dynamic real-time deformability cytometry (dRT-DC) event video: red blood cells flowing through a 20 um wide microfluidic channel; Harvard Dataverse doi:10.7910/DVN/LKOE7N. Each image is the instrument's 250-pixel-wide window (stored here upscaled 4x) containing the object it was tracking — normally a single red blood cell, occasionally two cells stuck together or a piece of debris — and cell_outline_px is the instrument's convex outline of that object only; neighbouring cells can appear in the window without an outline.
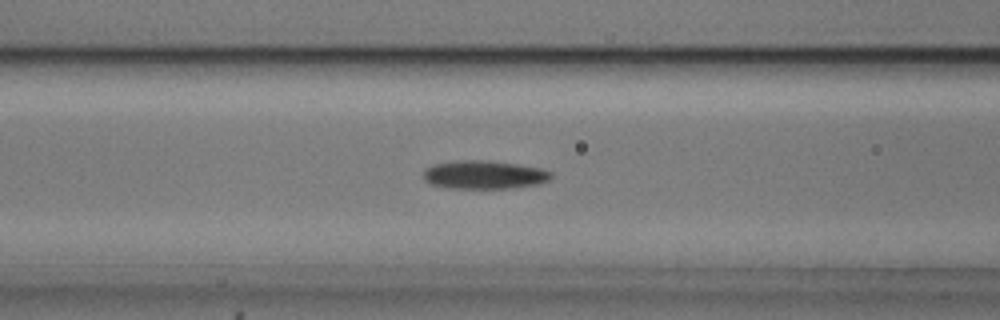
{"species": "common noctule bat (a hibernating species)", "species_latin": "Nyctalus noctula", "temperature_condition": "cold", "stored_images_in_passage": 45, "camera_frame_rate_fps": 3000, "um_per_image_px": 0.085, "animal": {"sex": "male", "body_mass_g": 20.5, "forearm_length_mm": 52.5}, "frame": {"image": 1, "passage_image": 22, "time_ms": 7.0, "image_size_px": [1000, 320], "cell_outline_px": [[552, 176], [548, 180], [540, 184], [512, 188], [448, 188], [432, 184], [424, 180], [424, 168], [432, 164], [456, 160], [488, 160], [516, 164], [540, 168], [552, 172]], "centroid_in_image_um": [41.14, 14.85], "position_along_channel_um": 125.5, "area_um2": 21.27}}
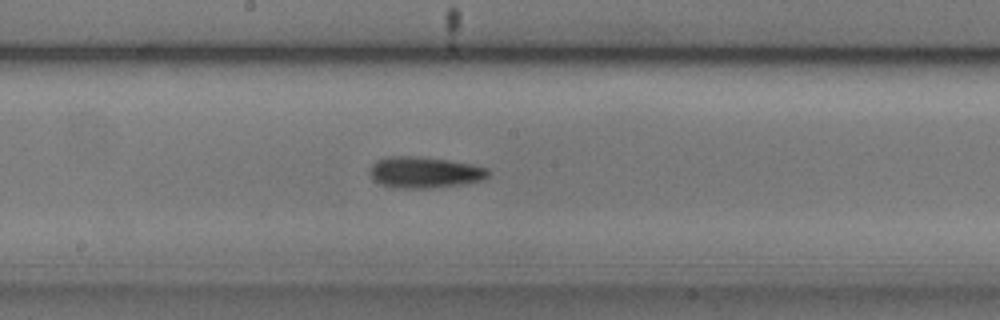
{"frame": {"image": 2, "passage_image": 29, "time_ms": 9.333, "image_size_px": [1000, 320], "cell_outline_px": [[488, 176], [484, 180], [460, 184], [428, 188], [392, 188], [380, 184], [372, 180], [368, 172], [372, 164], [376, 160], [388, 156], [420, 156], [448, 160], [472, 164], [488, 168]], "centroid_in_image_um": [36.03, 14.64], "position_along_channel_um": 212.2, "area_um2": 21.79}}
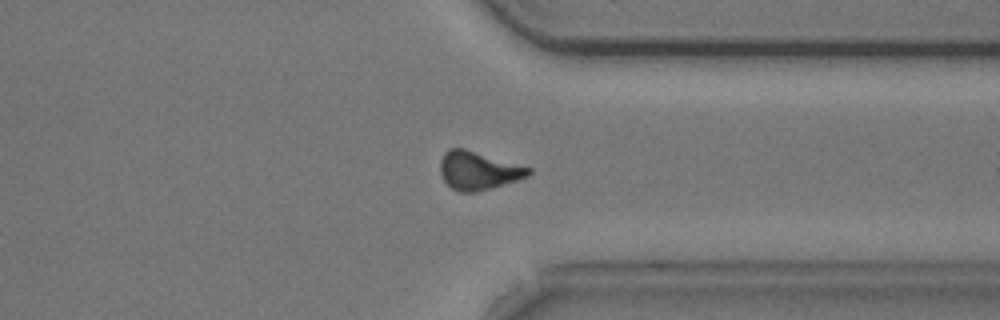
{"frame": {"image": 3, "passage_image": 42, "time_ms": 13.667, "image_size_px": [1000, 320], "cell_outline_px": [[532, 172], [528, 176], [492, 188], [476, 192], [456, 192], [444, 180], [440, 172], [440, 160], [444, 152], [448, 148], [464, 148], [532, 168]], "centroid_in_image_um": [40.63, 14.5], "position_along_channel_um": 370.8, "area_um2": 19.71}, "authors_computed_cell_mechanics": {"area_um2": 20.1144, "velocity_mm_per_s": 3.692, "shape_relaxation_time_tau1_ms": null, "shape_relaxation_time_tau2_ms": 2.376, "deformation_change_tau1": null, "deformation_change_tau2": 0.097}}